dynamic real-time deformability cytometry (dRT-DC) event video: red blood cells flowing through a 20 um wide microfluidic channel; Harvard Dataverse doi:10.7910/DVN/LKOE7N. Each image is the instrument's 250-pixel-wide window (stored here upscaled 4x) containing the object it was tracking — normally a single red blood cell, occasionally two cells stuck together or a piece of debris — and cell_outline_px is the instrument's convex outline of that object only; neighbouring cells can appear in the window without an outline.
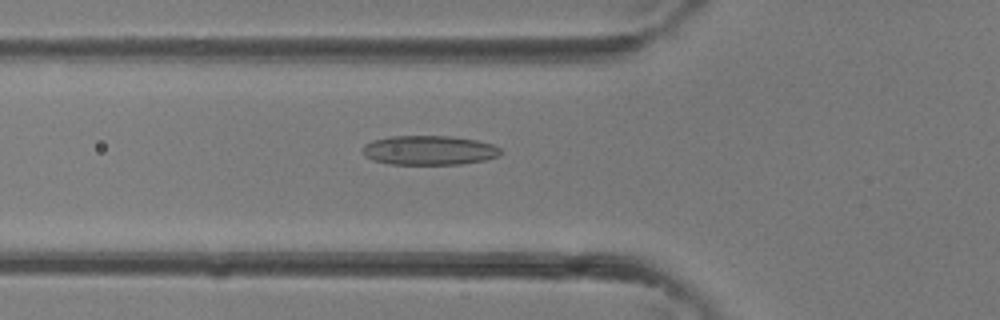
{"species": "common noctule bat (a hibernating species)", "species_latin": "Nyctalus noctula", "temperature_condition": "room temperature", "stored_images_in_passage": 4, "camera_frame_rate_fps": 3000, "um_per_image_px": 0.085, "animal": {"sex": "female"}, "frame": {"image": 1, "passage_image": 4, "time_ms": 1.0, "image_size_px": [1000, 320], "cell_outline_px": [[504, 152], [500, 156], [484, 160], [460, 164], [388, 164], [372, 160], [364, 156], [360, 152], [360, 148], [364, 144], [372, 140], [392, 136], [452, 136], [476, 140], [492, 144], [500, 148]], "centroid_in_image_um": [36.44, 12.77], "position_along_channel_um": 89.4, "area_um2": 23.99}}